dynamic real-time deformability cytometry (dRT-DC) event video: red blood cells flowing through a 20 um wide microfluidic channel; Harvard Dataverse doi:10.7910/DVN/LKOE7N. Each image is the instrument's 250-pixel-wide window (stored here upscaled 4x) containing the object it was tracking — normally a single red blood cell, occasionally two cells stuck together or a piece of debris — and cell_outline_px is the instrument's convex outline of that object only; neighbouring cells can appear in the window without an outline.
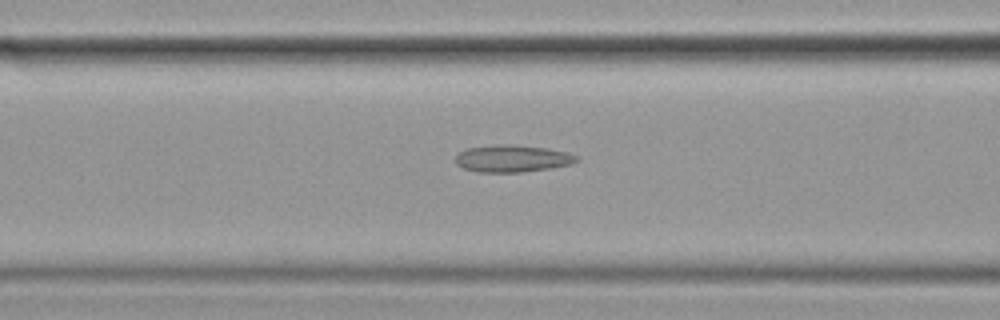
{"species": "common noctule bat (a hibernating species)", "species_latin": "Nyctalus noctula", "temperature_condition": "cold", "stored_images_in_passage": 39, "camera_frame_rate_fps": 3000, "um_per_image_px": 0.085, "animal": {"sex": "female", "body_mass_g": 19.9}, "frame": {"image": 1, "passage_image": 12, "time_ms": 3.667, "image_size_px": [1000, 320], "cell_outline_px": [[580, 160], [572, 164], [552, 168], [520, 172], [480, 172], [464, 168], [456, 164], [456, 152], [468, 148], [496, 144], [508, 144], [548, 148], [568, 152], [576, 156]], "centroid_in_image_um": [43.56, 13.47], "position_along_channel_um": 123.0, "area_um2": 19.25}}
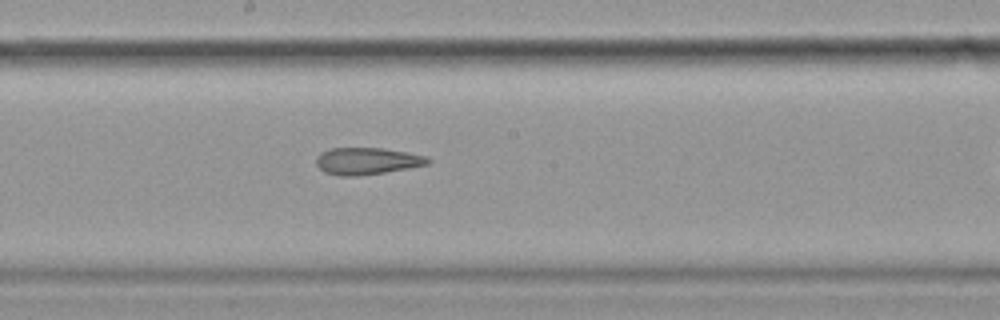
{"frame": {"image": 2, "passage_image": 20, "time_ms": 6.333, "image_size_px": [1000, 320], "cell_outline_px": [[432, 160], [428, 164], [408, 168], [384, 172], [356, 176], [340, 176], [324, 172], [316, 164], [316, 156], [320, 152], [332, 148], [384, 148], [408, 152], [428, 156]], "centroid_in_image_um": [31.2, 13.68], "position_along_channel_um": 217.0, "area_um2": 17.63}}
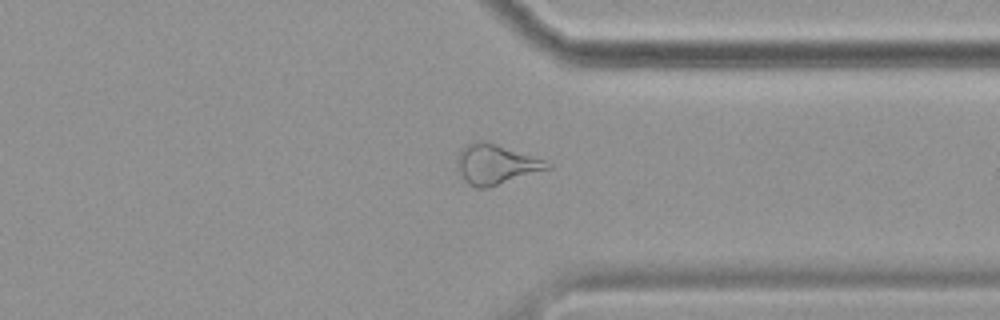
{"frame": {"image": 3, "passage_image": 33, "time_ms": 10.667, "image_size_px": [1000, 320], "cell_outline_px": [[552, 168], [488, 188], [476, 188], [468, 184], [464, 180], [456, 164], [456, 160], [460, 152], [468, 144], [476, 140], [484, 140], [544, 160], [552, 164]], "centroid_in_image_um": [42.14, 13.98], "position_along_channel_um": 369.3, "area_um2": 20.81}, "authors_computed_cell_mechanics": {"area_um2": 19.2474, "velocity_mm_per_s": 3.5251, "shape_relaxation_time_tau1_ms": null, "shape_relaxation_time_tau2_ms": 5.817, "deformation_change_tau1": null, "deformation_change_tau2": 0.1601}}